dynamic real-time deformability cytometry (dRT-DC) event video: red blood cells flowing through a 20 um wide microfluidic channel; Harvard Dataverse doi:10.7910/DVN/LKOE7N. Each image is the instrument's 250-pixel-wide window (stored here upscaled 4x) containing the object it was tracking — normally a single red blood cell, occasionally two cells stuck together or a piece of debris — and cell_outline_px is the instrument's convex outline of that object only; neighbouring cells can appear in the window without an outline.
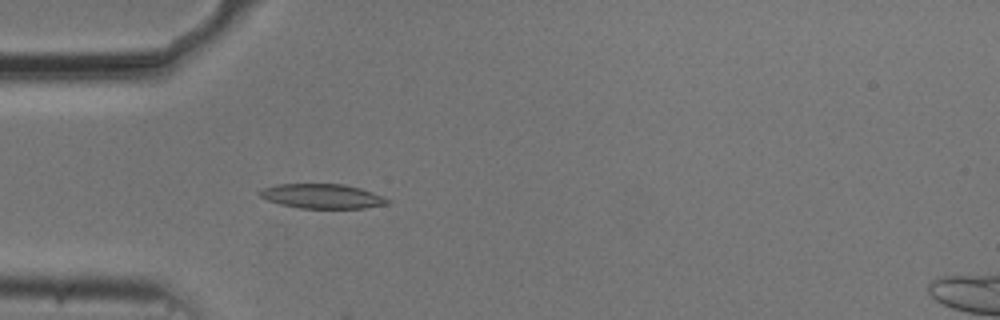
{"species": "common noctule bat (a hibernating species)", "species_latin": "Nyctalus noctula", "temperature_condition": "cold", "stored_images_in_passage": 17, "camera_frame_rate_fps": 3000, "um_per_image_px": 0.085, "animal": {"sex": "male", "body_mass_g": 20.5, "forearm_length_mm": 52.5}, "frame": {"image": 1, "passage_image": 6, "time_ms": 1.667, "image_size_px": [1000, 320], "cell_outline_px": [[392, 200], [388, 204], [364, 208], [300, 208], [280, 204], [268, 200], [260, 196], [256, 192], [264, 188], [276, 184], [344, 184], [360, 188], [372, 192]], "centroid_in_image_um": [27.39, 16.67], "position_along_channel_um": 57.6, "area_um2": 18.26}}
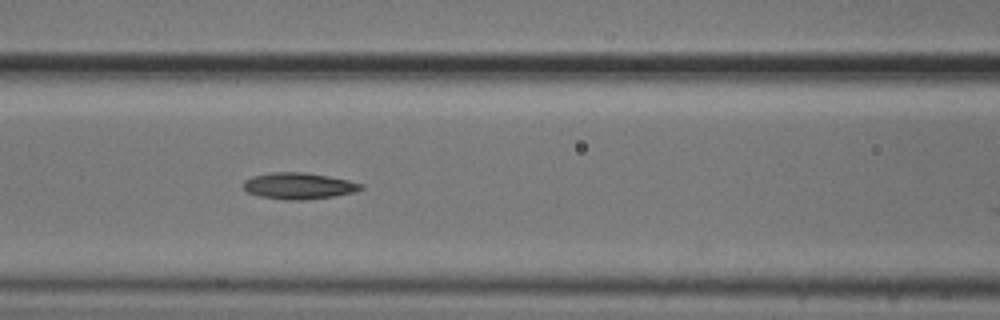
{"frame": {"image": 2, "passage_image": 13, "time_ms": 4.0, "image_size_px": [1000, 320], "cell_outline_px": [[364, 188], [352, 192], [332, 196], [304, 200], [284, 200], [260, 196], [248, 192], [244, 188], [244, 180], [252, 176], [272, 172], [304, 172], [328, 176], [348, 180], [364, 184]], "centroid_in_image_um": [25.38, 15.79], "position_along_channel_um": 141.2, "area_um2": 17.98}}
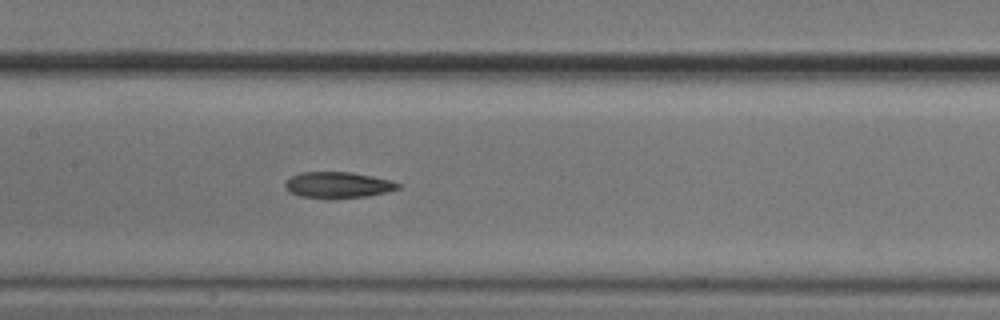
{"frame": {"image": 3, "passage_image": 16, "time_ms": 5.0, "image_size_px": [1000, 320], "cell_outline_px": [[400, 188], [368, 196], [300, 196], [292, 192], [284, 184], [292, 176], [300, 172], [352, 172], [372, 176], [388, 180], [400, 184]], "centroid_in_image_um": [28.75, 15.67], "position_along_channel_um": 178.7, "area_um2": 16.18}}